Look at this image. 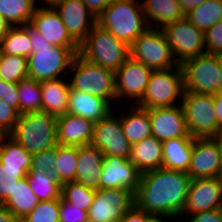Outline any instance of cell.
Masks as SVG:
<instances>
[{"label":"cell","instance_id":"cell-1","mask_svg":"<svg viewBox=\"0 0 222 222\" xmlns=\"http://www.w3.org/2000/svg\"><path fill=\"white\" fill-rule=\"evenodd\" d=\"M190 181V176L183 171L158 168L142 173L134 194L135 205L151 215L181 216Z\"/></svg>","mask_w":222,"mask_h":222},{"label":"cell","instance_id":"cell-2","mask_svg":"<svg viewBox=\"0 0 222 222\" xmlns=\"http://www.w3.org/2000/svg\"><path fill=\"white\" fill-rule=\"evenodd\" d=\"M32 45L28 61V77L38 82L61 78L64 70L70 69L80 47L53 46L29 25Z\"/></svg>","mask_w":222,"mask_h":222},{"label":"cell","instance_id":"cell-3","mask_svg":"<svg viewBox=\"0 0 222 222\" xmlns=\"http://www.w3.org/2000/svg\"><path fill=\"white\" fill-rule=\"evenodd\" d=\"M140 0H113L98 16L97 24L131 46L149 26Z\"/></svg>","mask_w":222,"mask_h":222},{"label":"cell","instance_id":"cell-4","mask_svg":"<svg viewBox=\"0 0 222 222\" xmlns=\"http://www.w3.org/2000/svg\"><path fill=\"white\" fill-rule=\"evenodd\" d=\"M9 136L30 154L55 147L57 116L42 111L20 114Z\"/></svg>","mask_w":222,"mask_h":222},{"label":"cell","instance_id":"cell-5","mask_svg":"<svg viewBox=\"0 0 222 222\" xmlns=\"http://www.w3.org/2000/svg\"><path fill=\"white\" fill-rule=\"evenodd\" d=\"M79 54L115 72L130 57V46L96 24L80 44Z\"/></svg>","mask_w":222,"mask_h":222},{"label":"cell","instance_id":"cell-6","mask_svg":"<svg viewBox=\"0 0 222 222\" xmlns=\"http://www.w3.org/2000/svg\"><path fill=\"white\" fill-rule=\"evenodd\" d=\"M69 71L73 74L69 81L73 89L106 99L110 104L112 100L116 101L114 71L89 62L79 53L75 55Z\"/></svg>","mask_w":222,"mask_h":222},{"label":"cell","instance_id":"cell-7","mask_svg":"<svg viewBox=\"0 0 222 222\" xmlns=\"http://www.w3.org/2000/svg\"><path fill=\"white\" fill-rule=\"evenodd\" d=\"M184 91L183 72L179 64L170 69L153 70L143 98L136 105L145 109L175 106Z\"/></svg>","mask_w":222,"mask_h":222},{"label":"cell","instance_id":"cell-8","mask_svg":"<svg viewBox=\"0 0 222 222\" xmlns=\"http://www.w3.org/2000/svg\"><path fill=\"white\" fill-rule=\"evenodd\" d=\"M180 103L191 137L220 138V130L214 113L213 95L184 91Z\"/></svg>","mask_w":222,"mask_h":222},{"label":"cell","instance_id":"cell-9","mask_svg":"<svg viewBox=\"0 0 222 222\" xmlns=\"http://www.w3.org/2000/svg\"><path fill=\"white\" fill-rule=\"evenodd\" d=\"M130 56L153 70L178 65L160 28L148 27L142 32L130 46Z\"/></svg>","mask_w":222,"mask_h":222},{"label":"cell","instance_id":"cell-10","mask_svg":"<svg viewBox=\"0 0 222 222\" xmlns=\"http://www.w3.org/2000/svg\"><path fill=\"white\" fill-rule=\"evenodd\" d=\"M180 66L185 91L208 95L219 93V55L205 53L186 60Z\"/></svg>","mask_w":222,"mask_h":222},{"label":"cell","instance_id":"cell-11","mask_svg":"<svg viewBox=\"0 0 222 222\" xmlns=\"http://www.w3.org/2000/svg\"><path fill=\"white\" fill-rule=\"evenodd\" d=\"M160 29L177 64L181 65L186 60L205 54L204 32L186 18L168 23Z\"/></svg>","mask_w":222,"mask_h":222},{"label":"cell","instance_id":"cell-12","mask_svg":"<svg viewBox=\"0 0 222 222\" xmlns=\"http://www.w3.org/2000/svg\"><path fill=\"white\" fill-rule=\"evenodd\" d=\"M134 193L128 189L99 188L88 210L89 222H120L134 206Z\"/></svg>","mask_w":222,"mask_h":222},{"label":"cell","instance_id":"cell-13","mask_svg":"<svg viewBox=\"0 0 222 222\" xmlns=\"http://www.w3.org/2000/svg\"><path fill=\"white\" fill-rule=\"evenodd\" d=\"M112 110L100 121L95 122L91 145L104 151L105 156L130 159L132 144L123 134L120 116Z\"/></svg>","mask_w":222,"mask_h":222},{"label":"cell","instance_id":"cell-14","mask_svg":"<svg viewBox=\"0 0 222 222\" xmlns=\"http://www.w3.org/2000/svg\"><path fill=\"white\" fill-rule=\"evenodd\" d=\"M153 69L131 56L115 71L116 100L135 99L137 104L145 93ZM127 98V99H126Z\"/></svg>","mask_w":222,"mask_h":222},{"label":"cell","instance_id":"cell-15","mask_svg":"<svg viewBox=\"0 0 222 222\" xmlns=\"http://www.w3.org/2000/svg\"><path fill=\"white\" fill-rule=\"evenodd\" d=\"M220 138H194L191 163L187 174L191 179L218 176L220 164Z\"/></svg>","mask_w":222,"mask_h":222},{"label":"cell","instance_id":"cell-16","mask_svg":"<svg viewBox=\"0 0 222 222\" xmlns=\"http://www.w3.org/2000/svg\"><path fill=\"white\" fill-rule=\"evenodd\" d=\"M222 208V181L218 177L191 179L183 214Z\"/></svg>","mask_w":222,"mask_h":222},{"label":"cell","instance_id":"cell-17","mask_svg":"<svg viewBox=\"0 0 222 222\" xmlns=\"http://www.w3.org/2000/svg\"><path fill=\"white\" fill-rule=\"evenodd\" d=\"M70 36L80 45L97 24V18L82 0H59L52 5Z\"/></svg>","mask_w":222,"mask_h":222},{"label":"cell","instance_id":"cell-18","mask_svg":"<svg viewBox=\"0 0 222 222\" xmlns=\"http://www.w3.org/2000/svg\"><path fill=\"white\" fill-rule=\"evenodd\" d=\"M178 105L148 109L152 135L161 142L174 138H193L189 135L183 107L181 103Z\"/></svg>","mask_w":222,"mask_h":222},{"label":"cell","instance_id":"cell-19","mask_svg":"<svg viewBox=\"0 0 222 222\" xmlns=\"http://www.w3.org/2000/svg\"><path fill=\"white\" fill-rule=\"evenodd\" d=\"M29 25L53 46L80 47L52 5L37 7Z\"/></svg>","mask_w":222,"mask_h":222},{"label":"cell","instance_id":"cell-20","mask_svg":"<svg viewBox=\"0 0 222 222\" xmlns=\"http://www.w3.org/2000/svg\"><path fill=\"white\" fill-rule=\"evenodd\" d=\"M141 174L130 162V159L118 156H105L100 188L128 189L135 194L140 184Z\"/></svg>","mask_w":222,"mask_h":222},{"label":"cell","instance_id":"cell-21","mask_svg":"<svg viewBox=\"0 0 222 222\" xmlns=\"http://www.w3.org/2000/svg\"><path fill=\"white\" fill-rule=\"evenodd\" d=\"M94 122L78 115L66 113L57 117V144L66 146L91 145Z\"/></svg>","mask_w":222,"mask_h":222},{"label":"cell","instance_id":"cell-22","mask_svg":"<svg viewBox=\"0 0 222 222\" xmlns=\"http://www.w3.org/2000/svg\"><path fill=\"white\" fill-rule=\"evenodd\" d=\"M104 151L92 145L78 147V164L75 182L85 187L98 190L102 175Z\"/></svg>","mask_w":222,"mask_h":222},{"label":"cell","instance_id":"cell-23","mask_svg":"<svg viewBox=\"0 0 222 222\" xmlns=\"http://www.w3.org/2000/svg\"><path fill=\"white\" fill-rule=\"evenodd\" d=\"M68 99V113L92 120L94 123L113 110V104L111 105L106 99L85 94L71 86Z\"/></svg>","mask_w":222,"mask_h":222},{"label":"cell","instance_id":"cell-24","mask_svg":"<svg viewBox=\"0 0 222 222\" xmlns=\"http://www.w3.org/2000/svg\"><path fill=\"white\" fill-rule=\"evenodd\" d=\"M130 162L141 172L162 168L163 146L155 136L132 145Z\"/></svg>","mask_w":222,"mask_h":222},{"label":"cell","instance_id":"cell-25","mask_svg":"<svg viewBox=\"0 0 222 222\" xmlns=\"http://www.w3.org/2000/svg\"><path fill=\"white\" fill-rule=\"evenodd\" d=\"M42 112L55 116L68 113L70 82L61 78L41 81Z\"/></svg>","mask_w":222,"mask_h":222},{"label":"cell","instance_id":"cell-26","mask_svg":"<svg viewBox=\"0 0 222 222\" xmlns=\"http://www.w3.org/2000/svg\"><path fill=\"white\" fill-rule=\"evenodd\" d=\"M145 20L151 28L162 26L185 18V14L177 0H142ZM155 24L151 25V24Z\"/></svg>","mask_w":222,"mask_h":222},{"label":"cell","instance_id":"cell-27","mask_svg":"<svg viewBox=\"0 0 222 222\" xmlns=\"http://www.w3.org/2000/svg\"><path fill=\"white\" fill-rule=\"evenodd\" d=\"M194 138H174L162 142V168L187 172L191 163Z\"/></svg>","mask_w":222,"mask_h":222},{"label":"cell","instance_id":"cell-28","mask_svg":"<svg viewBox=\"0 0 222 222\" xmlns=\"http://www.w3.org/2000/svg\"><path fill=\"white\" fill-rule=\"evenodd\" d=\"M129 112L120 117L123 134L133 145L152 136V126L148 109L131 104ZM131 109V110H130Z\"/></svg>","mask_w":222,"mask_h":222},{"label":"cell","instance_id":"cell-29","mask_svg":"<svg viewBox=\"0 0 222 222\" xmlns=\"http://www.w3.org/2000/svg\"><path fill=\"white\" fill-rule=\"evenodd\" d=\"M39 203L27 182V176L21 178L15 186L13 193L1 204L7 207L20 222Z\"/></svg>","mask_w":222,"mask_h":222},{"label":"cell","instance_id":"cell-30","mask_svg":"<svg viewBox=\"0 0 222 222\" xmlns=\"http://www.w3.org/2000/svg\"><path fill=\"white\" fill-rule=\"evenodd\" d=\"M32 154L27 152L9 135L0 137V163L11 169H25L29 172Z\"/></svg>","mask_w":222,"mask_h":222},{"label":"cell","instance_id":"cell-31","mask_svg":"<svg viewBox=\"0 0 222 222\" xmlns=\"http://www.w3.org/2000/svg\"><path fill=\"white\" fill-rule=\"evenodd\" d=\"M36 0H0V15L12 26L29 24L37 9Z\"/></svg>","mask_w":222,"mask_h":222},{"label":"cell","instance_id":"cell-32","mask_svg":"<svg viewBox=\"0 0 222 222\" xmlns=\"http://www.w3.org/2000/svg\"><path fill=\"white\" fill-rule=\"evenodd\" d=\"M185 18L205 33L222 20V0H206L187 13Z\"/></svg>","mask_w":222,"mask_h":222},{"label":"cell","instance_id":"cell-33","mask_svg":"<svg viewBox=\"0 0 222 222\" xmlns=\"http://www.w3.org/2000/svg\"><path fill=\"white\" fill-rule=\"evenodd\" d=\"M31 42L29 38V24L13 26L0 44V52L7 55L24 56L31 55Z\"/></svg>","mask_w":222,"mask_h":222},{"label":"cell","instance_id":"cell-34","mask_svg":"<svg viewBox=\"0 0 222 222\" xmlns=\"http://www.w3.org/2000/svg\"><path fill=\"white\" fill-rule=\"evenodd\" d=\"M57 162L53 175L63 185L75 180L78 164V147L57 144Z\"/></svg>","mask_w":222,"mask_h":222},{"label":"cell","instance_id":"cell-35","mask_svg":"<svg viewBox=\"0 0 222 222\" xmlns=\"http://www.w3.org/2000/svg\"><path fill=\"white\" fill-rule=\"evenodd\" d=\"M27 182L39 201H49L61 197V184L54 175L40 172H28Z\"/></svg>","mask_w":222,"mask_h":222},{"label":"cell","instance_id":"cell-36","mask_svg":"<svg viewBox=\"0 0 222 222\" xmlns=\"http://www.w3.org/2000/svg\"><path fill=\"white\" fill-rule=\"evenodd\" d=\"M19 114L40 112L42 108V94L40 82L25 78L18 82Z\"/></svg>","mask_w":222,"mask_h":222},{"label":"cell","instance_id":"cell-37","mask_svg":"<svg viewBox=\"0 0 222 222\" xmlns=\"http://www.w3.org/2000/svg\"><path fill=\"white\" fill-rule=\"evenodd\" d=\"M28 77V61L24 56L7 55L0 52V79L18 83Z\"/></svg>","mask_w":222,"mask_h":222},{"label":"cell","instance_id":"cell-38","mask_svg":"<svg viewBox=\"0 0 222 222\" xmlns=\"http://www.w3.org/2000/svg\"><path fill=\"white\" fill-rule=\"evenodd\" d=\"M95 191L75 181L61 185V197L73 206L87 212L93 202Z\"/></svg>","mask_w":222,"mask_h":222},{"label":"cell","instance_id":"cell-39","mask_svg":"<svg viewBox=\"0 0 222 222\" xmlns=\"http://www.w3.org/2000/svg\"><path fill=\"white\" fill-rule=\"evenodd\" d=\"M20 222H60V198L39 201Z\"/></svg>","mask_w":222,"mask_h":222},{"label":"cell","instance_id":"cell-40","mask_svg":"<svg viewBox=\"0 0 222 222\" xmlns=\"http://www.w3.org/2000/svg\"><path fill=\"white\" fill-rule=\"evenodd\" d=\"M27 174L25 169H11L0 163V204L13 193L18 181Z\"/></svg>","mask_w":222,"mask_h":222},{"label":"cell","instance_id":"cell-41","mask_svg":"<svg viewBox=\"0 0 222 222\" xmlns=\"http://www.w3.org/2000/svg\"><path fill=\"white\" fill-rule=\"evenodd\" d=\"M57 145L42 152L32 154L29 172H40L53 175L57 162Z\"/></svg>","mask_w":222,"mask_h":222},{"label":"cell","instance_id":"cell-42","mask_svg":"<svg viewBox=\"0 0 222 222\" xmlns=\"http://www.w3.org/2000/svg\"><path fill=\"white\" fill-rule=\"evenodd\" d=\"M204 36L205 53L222 55V20L209 28Z\"/></svg>","mask_w":222,"mask_h":222},{"label":"cell","instance_id":"cell-43","mask_svg":"<svg viewBox=\"0 0 222 222\" xmlns=\"http://www.w3.org/2000/svg\"><path fill=\"white\" fill-rule=\"evenodd\" d=\"M19 113L0 99V134L9 135L14 129Z\"/></svg>","mask_w":222,"mask_h":222},{"label":"cell","instance_id":"cell-44","mask_svg":"<svg viewBox=\"0 0 222 222\" xmlns=\"http://www.w3.org/2000/svg\"><path fill=\"white\" fill-rule=\"evenodd\" d=\"M60 222H89L88 213L60 197Z\"/></svg>","mask_w":222,"mask_h":222},{"label":"cell","instance_id":"cell-45","mask_svg":"<svg viewBox=\"0 0 222 222\" xmlns=\"http://www.w3.org/2000/svg\"><path fill=\"white\" fill-rule=\"evenodd\" d=\"M0 99L19 113L18 83L6 82L0 79Z\"/></svg>","mask_w":222,"mask_h":222},{"label":"cell","instance_id":"cell-46","mask_svg":"<svg viewBox=\"0 0 222 222\" xmlns=\"http://www.w3.org/2000/svg\"><path fill=\"white\" fill-rule=\"evenodd\" d=\"M190 217L188 222H222V208L198 212Z\"/></svg>","mask_w":222,"mask_h":222},{"label":"cell","instance_id":"cell-47","mask_svg":"<svg viewBox=\"0 0 222 222\" xmlns=\"http://www.w3.org/2000/svg\"><path fill=\"white\" fill-rule=\"evenodd\" d=\"M151 214L139 209L135 204L120 222H147Z\"/></svg>","mask_w":222,"mask_h":222},{"label":"cell","instance_id":"cell-48","mask_svg":"<svg viewBox=\"0 0 222 222\" xmlns=\"http://www.w3.org/2000/svg\"><path fill=\"white\" fill-rule=\"evenodd\" d=\"M93 15L98 18V16L104 11V9L113 1V0H82Z\"/></svg>","mask_w":222,"mask_h":222},{"label":"cell","instance_id":"cell-49","mask_svg":"<svg viewBox=\"0 0 222 222\" xmlns=\"http://www.w3.org/2000/svg\"><path fill=\"white\" fill-rule=\"evenodd\" d=\"M214 113L217 118L218 128L220 130V136L222 134V93L213 95Z\"/></svg>","mask_w":222,"mask_h":222},{"label":"cell","instance_id":"cell-50","mask_svg":"<svg viewBox=\"0 0 222 222\" xmlns=\"http://www.w3.org/2000/svg\"><path fill=\"white\" fill-rule=\"evenodd\" d=\"M181 6L182 11L186 15L196 7L204 3L206 0H177Z\"/></svg>","mask_w":222,"mask_h":222},{"label":"cell","instance_id":"cell-51","mask_svg":"<svg viewBox=\"0 0 222 222\" xmlns=\"http://www.w3.org/2000/svg\"><path fill=\"white\" fill-rule=\"evenodd\" d=\"M0 222H19L12 212L0 204Z\"/></svg>","mask_w":222,"mask_h":222},{"label":"cell","instance_id":"cell-52","mask_svg":"<svg viewBox=\"0 0 222 222\" xmlns=\"http://www.w3.org/2000/svg\"><path fill=\"white\" fill-rule=\"evenodd\" d=\"M13 26L0 15V44Z\"/></svg>","mask_w":222,"mask_h":222},{"label":"cell","instance_id":"cell-53","mask_svg":"<svg viewBox=\"0 0 222 222\" xmlns=\"http://www.w3.org/2000/svg\"><path fill=\"white\" fill-rule=\"evenodd\" d=\"M163 218V219H162ZM165 218V220H164ZM168 218H173V217H168V216H158V215H151L149 218H148V221L147 222H167L166 220Z\"/></svg>","mask_w":222,"mask_h":222},{"label":"cell","instance_id":"cell-54","mask_svg":"<svg viewBox=\"0 0 222 222\" xmlns=\"http://www.w3.org/2000/svg\"><path fill=\"white\" fill-rule=\"evenodd\" d=\"M219 71H220L219 93H222V55H219Z\"/></svg>","mask_w":222,"mask_h":222},{"label":"cell","instance_id":"cell-55","mask_svg":"<svg viewBox=\"0 0 222 222\" xmlns=\"http://www.w3.org/2000/svg\"><path fill=\"white\" fill-rule=\"evenodd\" d=\"M217 177L222 181V140H221V151H220V164Z\"/></svg>","mask_w":222,"mask_h":222},{"label":"cell","instance_id":"cell-56","mask_svg":"<svg viewBox=\"0 0 222 222\" xmlns=\"http://www.w3.org/2000/svg\"><path fill=\"white\" fill-rule=\"evenodd\" d=\"M57 1H59V0H42V2H44L43 4H45V5H53Z\"/></svg>","mask_w":222,"mask_h":222}]
</instances>
